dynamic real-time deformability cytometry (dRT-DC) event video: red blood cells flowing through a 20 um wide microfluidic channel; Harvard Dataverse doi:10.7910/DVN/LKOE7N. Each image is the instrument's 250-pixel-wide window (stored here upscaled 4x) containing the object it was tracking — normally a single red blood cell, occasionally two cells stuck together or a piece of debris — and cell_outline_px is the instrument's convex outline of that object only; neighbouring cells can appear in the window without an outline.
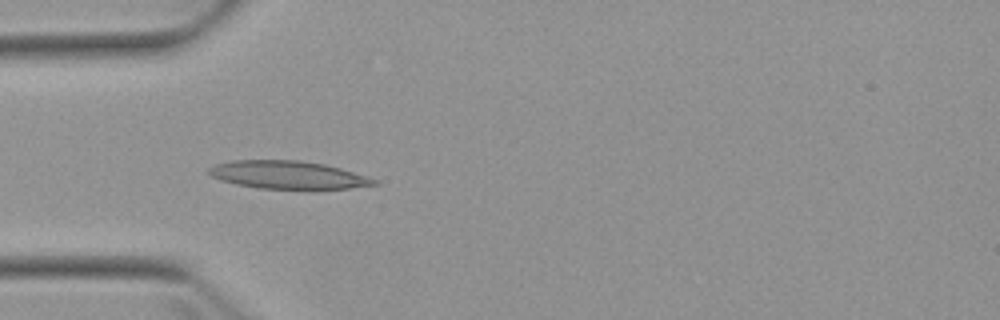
{"species": "Egyptian fruit bat (a non-hibernating species)", "species_latin": "Rousettus aegyptiacus", "temperature_condition": "warm", "stored_images_in_passage": 4, "camera_frame_rate_fps": 3000, "um_per_image_px": 0.085, "animal": {"sex": "female"}, "frame": {"image": 1, "passage_image": 3, "time_ms": 4.0, "image_size_px": [1000, 320], "cell_outline_px": [[380, 184], [348, 188], [260, 188], [236, 184], [220, 180], [212, 176], [208, 172], [208, 168], [216, 164], [228, 160], [300, 160], [324, 164], [340, 168], [368, 176], [376, 180]], "centroid_in_image_um": [24.45, 14.85], "position_along_channel_um": 60.5, "area_um2": 26.65}}
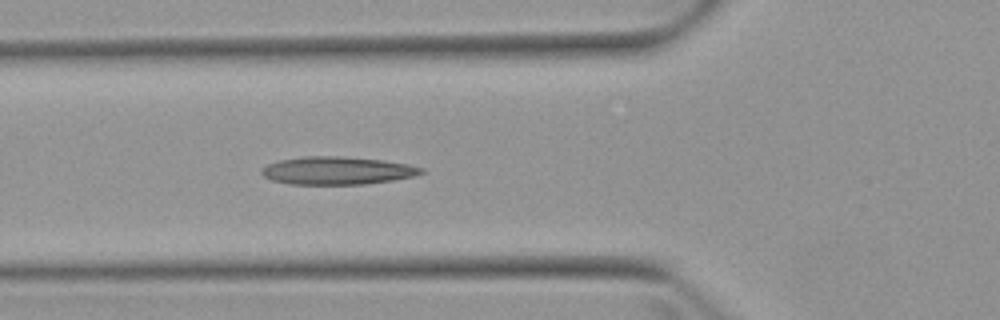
{"frame": {"image": 2, "passage_image": 4, "time_ms": 5.0, "image_size_px": [1000, 320], "cell_outline_px": [[424, 172], [412, 176], [392, 180], [364, 184], [292, 184], [272, 180], [264, 176], [260, 172], [260, 168], [268, 164], [280, 160], [304, 156], [344, 156], [384, 160], [408, 164], [424, 168]], "centroid_in_image_um": [28.65, 14.49], "position_along_channel_um": 97.2, "area_um2": 25.89}}